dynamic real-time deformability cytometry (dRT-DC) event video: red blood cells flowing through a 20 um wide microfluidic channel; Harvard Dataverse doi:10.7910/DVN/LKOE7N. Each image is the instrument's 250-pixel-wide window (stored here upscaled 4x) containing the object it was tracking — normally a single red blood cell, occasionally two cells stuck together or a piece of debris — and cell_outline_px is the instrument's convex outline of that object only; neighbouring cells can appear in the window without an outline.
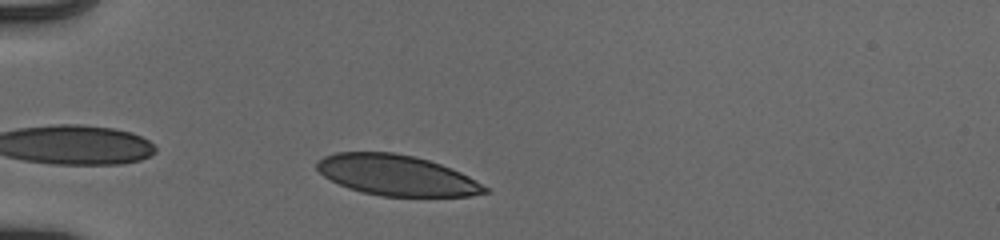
{"species": "human", "species_latin": "Homo sapiens", "temperature_condition": "cold", "stored_images_in_passage": 34, "camera_frame_rate_fps": 3000, "um_per_image_px": 0.085, "donor": {"sex": "male"}, "frame": {"image": 1, "passage_image": 3, "time_ms": 0.667, "image_size_px": [1000, 240], "cell_outline_px": [[488, 192], [472, 196], [380, 196], [348, 188], [324, 176], [316, 168], [316, 160], [324, 156], [336, 152], [396, 152], [416, 156], [452, 168], [468, 176], [488, 188]], "centroid_in_image_um": [33.7, 14.88], "position_along_channel_um": 51.3, "area_um2": 39.65}}
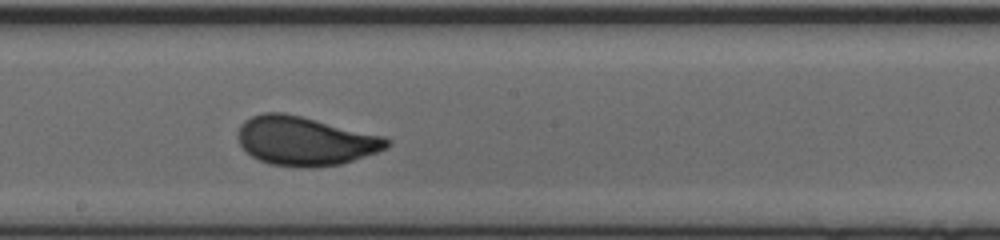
{"frame": {"image": 2, "passage_image": 18, "time_ms": 5.667, "image_size_px": [1000, 240], "cell_outline_px": [[392, 144], [388, 148], [340, 164], [316, 168], [300, 168], [272, 164], [260, 160], [252, 156], [240, 144], [240, 124], [244, 120], [252, 116], [264, 112], [284, 112], [384, 136], [392, 140]], "centroid_in_image_um": [25.97, 11.98], "position_along_channel_um": 222.2, "area_um2": 42.31}}
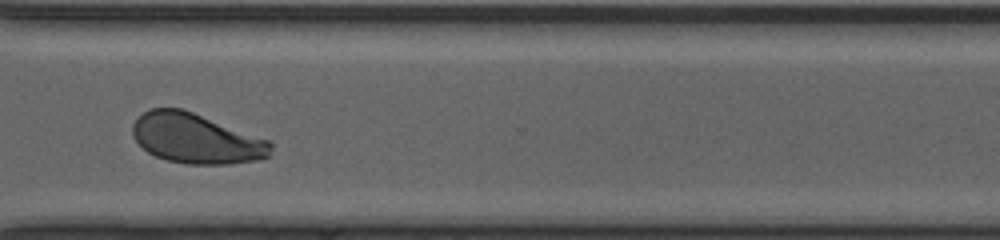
{"frame": {"image": 3, "passage_image": 28, "time_ms": 9.0, "image_size_px": [1000, 240], "cell_outline_px": [[272, 148], [268, 156], [256, 160], [228, 164], [188, 164], [168, 160], [156, 156], [148, 152], [132, 136], [132, 124], [148, 108], [180, 108], [192, 112], [268, 140], [272, 144]], "centroid_in_image_um": [16.64, 11.78], "position_along_channel_um": 354.0, "area_um2": 39.71}, "authors_computed_cell_mechanics": {"area_um2": 40.749, "velocity_mm_per_s": 3.9285, "shape_relaxation_time_tau1_ms": 3.0961, "shape_relaxation_time_tau2_ms": null, "deformation_change_tau1": 0.119, "deformation_change_tau2": null}}